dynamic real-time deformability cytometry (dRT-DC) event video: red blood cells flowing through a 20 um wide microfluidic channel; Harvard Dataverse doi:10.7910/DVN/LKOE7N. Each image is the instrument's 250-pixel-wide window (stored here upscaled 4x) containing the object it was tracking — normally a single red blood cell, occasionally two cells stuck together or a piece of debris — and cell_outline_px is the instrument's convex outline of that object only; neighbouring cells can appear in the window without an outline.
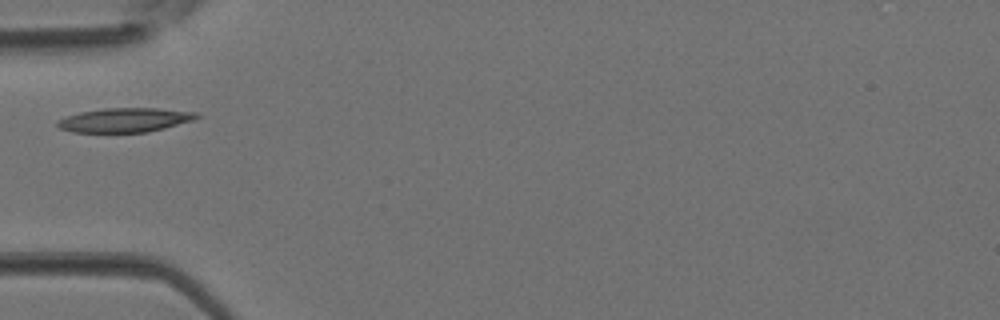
{"species": "Egyptian fruit bat (a non-hibernating species)", "species_latin": "Rousettus aegyptiacus", "temperature_condition": "room temperature", "stored_images_in_passage": 1, "camera_frame_rate_fps": 3000, "um_per_image_px": 0.085, "animal": {"sex": "female"}, "frame": {"image": 1, "passage_image": 1, "time_ms": 0.0, "image_size_px": [1000, 320], "cell_outline_px": [[200, 116], [192, 120], [164, 128], [148, 132], [72, 132], [60, 128], [56, 124], [56, 120], [80, 112], [104, 108], [160, 108], [200, 112]], "centroid_in_image_um": [10.63, 10.19], "position_along_channel_um": 74.4, "area_um2": 19.65}}